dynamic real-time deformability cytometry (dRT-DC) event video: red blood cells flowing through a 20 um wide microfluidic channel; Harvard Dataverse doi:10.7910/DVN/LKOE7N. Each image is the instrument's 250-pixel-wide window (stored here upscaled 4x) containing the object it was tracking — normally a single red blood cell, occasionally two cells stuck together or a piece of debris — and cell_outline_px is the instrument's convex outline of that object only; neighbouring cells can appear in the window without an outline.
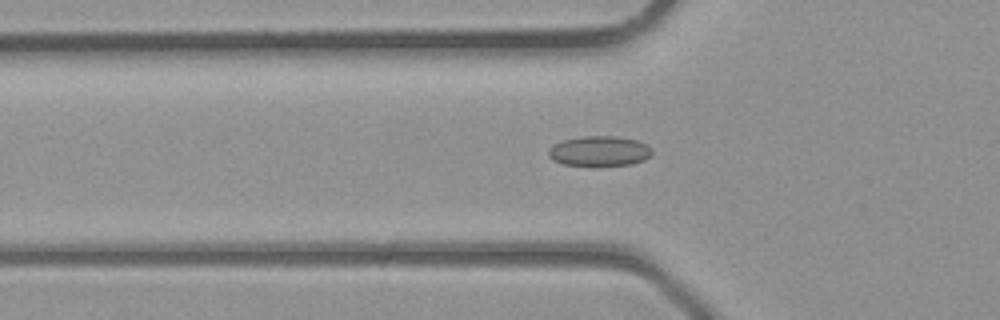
{"species": "common noctule bat (a hibernating species)", "species_latin": "Nyctalus noctula", "temperature_condition": "room temperature", "stored_images_in_passage": 32, "camera_frame_rate_fps": 3000, "um_per_image_px": 0.085, "animal": {"sex": "male", "body_mass_g": 23.1, "forearm_length_mm": 52.7}, "frame": {"image": 1, "passage_image": 7, "time_ms": 2.0, "image_size_px": [1000, 320], "cell_outline_px": [[652, 152], [644, 160], [632, 164], [596, 168], [592, 168], [564, 164], [552, 160], [548, 156], [548, 148], [552, 144], [564, 140], [584, 136], [616, 136], [636, 140], [652, 148]], "centroid_in_image_um": [50.9, 12.88], "position_along_channel_um": 74.9, "area_um2": 18.79}}
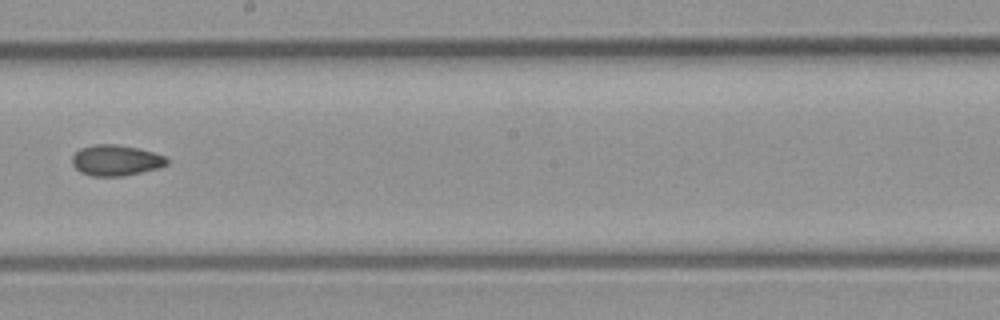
{"frame": {"image": 2, "passage_image": 16, "time_ms": 5.0, "image_size_px": [1000, 320], "cell_outline_px": [[168, 164], [160, 168], [124, 176], [92, 176], [80, 172], [72, 164], [72, 156], [80, 148], [96, 144], [112, 144], [136, 148], [152, 152], [164, 156], [168, 160]], "centroid_in_image_um": [9.84, 13.64], "position_along_channel_um": 238.4, "area_um2": 16.94}}
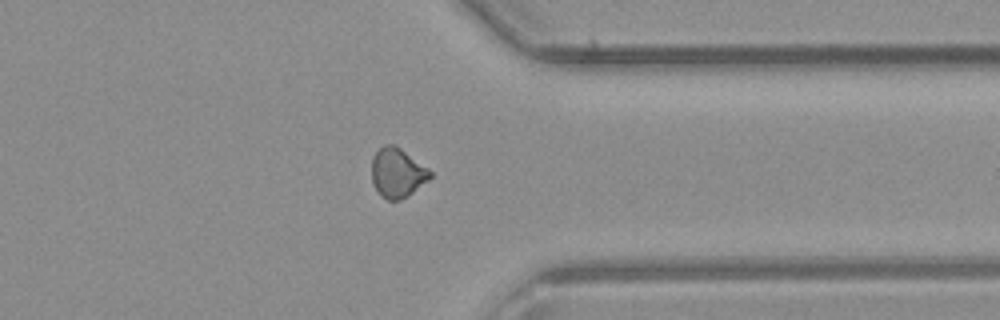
{"frame": {"image": 3, "passage_image": 24, "time_ms": 7.667, "image_size_px": [1000, 320], "cell_outline_px": [[432, 176], [428, 180], [408, 196], [400, 200], [388, 200], [380, 196], [372, 184], [372, 156], [384, 144], [396, 144], [428, 168], [432, 172]], "centroid_in_image_um": [33.76, 14.68], "position_along_channel_um": 377.6, "area_um2": 17.05}}